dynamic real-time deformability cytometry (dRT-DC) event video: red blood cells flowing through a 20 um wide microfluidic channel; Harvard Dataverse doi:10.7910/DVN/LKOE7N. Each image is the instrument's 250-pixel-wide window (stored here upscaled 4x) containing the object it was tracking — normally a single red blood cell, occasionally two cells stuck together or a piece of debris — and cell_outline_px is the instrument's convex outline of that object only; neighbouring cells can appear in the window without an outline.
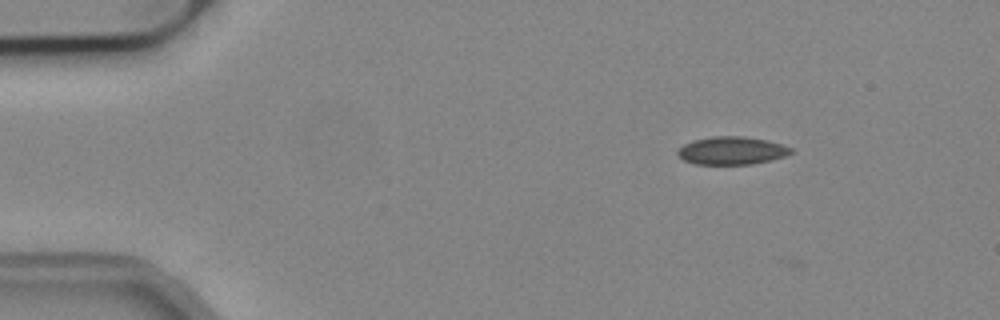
{"species": "common noctule bat (a hibernating species)", "species_latin": "Nyctalus noctula", "temperature_condition": "cold", "stored_images_in_passage": 38, "camera_frame_rate_fps": 3000, "um_per_image_px": 0.085, "animal": {"sex": "male", "body_mass_g": 19.2, "forearm_length_mm": 51.8}, "frame": {"image": 1, "passage_image": 2, "time_ms": 0.333, "image_size_px": [1000, 320], "cell_outline_px": [[796, 152], [784, 156], [752, 164], [692, 164], [684, 160], [676, 152], [684, 144], [692, 140], [712, 136], [744, 136], [768, 140], [792, 148]], "centroid_in_image_um": [62.2, 12.79], "position_along_channel_um": 22.8, "area_um2": 18.44}}
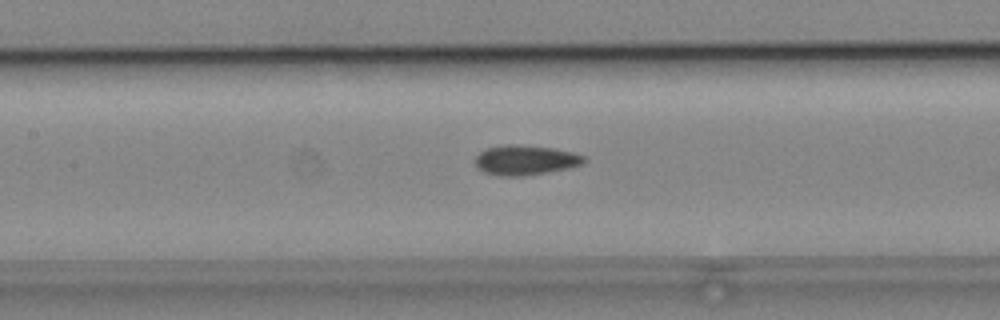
{"frame": {"image": 2, "passage_image": 19, "time_ms": 6.0, "image_size_px": [1000, 320], "cell_outline_px": [[588, 160], [584, 164], [568, 168], [548, 172], [524, 176], [500, 176], [484, 172], [476, 164], [476, 156], [480, 152], [488, 148], [504, 144], [516, 144], [552, 148], [572, 152], [584, 156]], "centroid_in_image_um": [44.69, 13.61], "position_along_channel_um": 162.7, "area_um2": 18.9}}
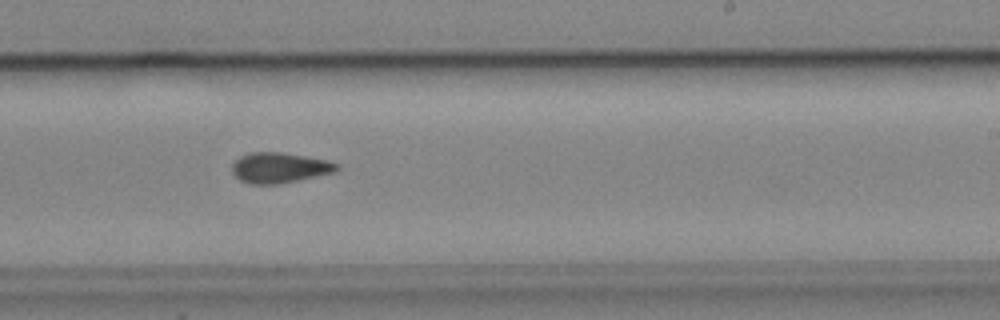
{"frame": {"image": 3, "passage_image": 27, "time_ms": 8.667, "image_size_px": [1000, 320], "cell_outline_px": [[340, 168], [336, 172], [280, 184], [248, 184], [240, 180], [232, 172], [232, 164], [240, 156], [248, 152], [284, 152], [328, 160], [340, 164]], "centroid_in_image_um": [23.78, 14.25], "position_along_channel_um": 265.2, "area_um2": 18.84}}